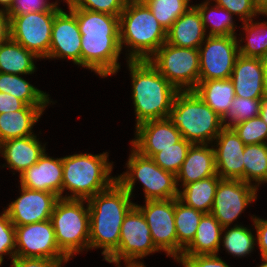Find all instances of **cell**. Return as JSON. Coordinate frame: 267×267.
Here are the masks:
<instances>
[{"mask_svg":"<svg viewBox=\"0 0 267 267\" xmlns=\"http://www.w3.org/2000/svg\"><path fill=\"white\" fill-rule=\"evenodd\" d=\"M227 229V231H226ZM227 227H223L225 234L221 238L223 242V247L233 256L244 257L247 254L249 255L256 245V238L251 232V229H248L244 226L235 225L228 230Z\"/></svg>","mask_w":267,"mask_h":267,"instance_id":"34","label":"cell"},{"mask_svg":"<svg viewBox=\"0 0 267 267\" xmlns=\"http://www.w3.org/2000/svg\"><path fill=\"white\" fill-rule=\"evenodd\" d=\"M74 8L120 16L128 0H67Z\"/></svg>","mask_w":267,"mask_h":267,"instance_id":"40","label":"cell"},{"mask_svg":"<svg viewBox=\"0 0 267 267\" xmlns=\"http://www.w3.org/2000/svg\"><path fill=\"white\" fill-rule=\"evenodd\" d=\"M67 261H57L46 258L35 257H13L12 267H61L62 263Z\"/></svg>","mask_w":267,"mask_h":267,"instance_id":"45","label":"cell"},{"mask_svg":"<svg viewBox=\"0 0 267 267\" xmlns=\"http://www.w3.org/2000/svg\"><path fill=\"white\" fill-rule=\"evenodd\" d=\"M57 12L45 11L9 15L11 38L38 58H47L53 21Z\"/></svg>","mask_w":267,"mask_h":267,"instance_id":"11","label":"cell"},{"mask_svg":"<svg viewBox=\"0 0 267 267\" xmlns=\"http://www.w3.org/2000/svg\"><path fill=\"white\" fill-rule=\"evenodd\" d=\"M263 68H267V51L260 57Z\"/></svg>","mask_w":267,"mask_h":267,"instance_id":"52","label":"cell"},{"mask_svg":"<svg viewBox=\"0 0 267 267\" xmlns=\"http://www.w3.org/2000/svg\"><path fill=\"white\" fill-rule=\"evenodd\" d=\"M36 135L13 138L0 143V154L6 160L7 167L19 172V175L36 164L45 152Z\"/></svg>","mask_w":267,"mask_h":267,"instance_id":"24","label":"cell"},{"mask_svg":"<svg viewBox=\"0 0 267 267\" xmlns=\"http://www.w3.org/2000/svg\"><path fill=\"white\" fill-rule=\"evenodd\" d=\"M17 257L70 260L58 247L51 220L15 226Z\"/></svg>","mask_w":267,"mask_h":267,"instance_id":"13","label":"cell"},{"mask_svg":"<svg viewBox=\"0 0 267 267\" xmlns=\"http://www.w3.org/2000/svg\"><path fill=\"white\" fill-rule=\"evenodd\" d=\"M158 251L142 212L134 205L123 219L118 249L106 261L117 267L122 259L125 264H138L142 263L138 260Z\"/></svg>","mask_w":267,"mask_h":267,"instance_id":"10","label":"cell"},{"mask_svg":"<svg viewBox=\"0 0 267 267\" xmlns=\"http://www.w3.org/2000/svg\"><path fill=\"white\" fill-rule=\"evenodd\" d=\"M215 165L221 179L244 181L245 144L230 127H224L215 138Z\"/></svg>","mask_w":267,"mask_h":267,"instance_id":"19","label":"cell"},{"mask_svg":"<svg viewBox=\"0 0 267 267\" xmlns=\"http://www.w3.org/2000/svg\"><path fill=\"white\" fill-rule=\"evenodd\" d=\"M262 15L267 17V6L262 9Z\"/></svg>","mask_w":267,"mask_h":267,"instance_id":"56","label":"cell"},{"mask_svg":"<svg viewBox=\"0 0 267 267\" xmlns=\"http://www.w3.org/2000/svg\"><path fill=\"white\" fill-rule=\"evenodd\" d=\"M259 116L267 124V98H263L260 105Z\"/></svg>","mask_w":267,"mask_h":267,"instance_id":"49","label":"cell"},{"mask_svg":"<svg viewBox=\"0 0 267 267\" xmlns=\"http://www.w3.org/2000/svg\"><path fill=\"white\" fill-rule=\"evenodd\" d=\"M86 202L60 198L50 218L57 245L70 260L83 249H89L90 215L88 204L84 207Z\"/></svg>","mask_w":267,"mask_h":267,"instance_id":"7","label":"cell"},{"mask_svg":"<svg viewBox=\"0 0 267 267\" xmlns=\"http://www.w3.org/2000/svg\"><path fill=\"white\" fill-rule=\"evenodd\" d=\"M135 129L131 145L141 155L149 158L182 139L181 132L167 118L142 122Z\"/></svg>","mask_w":267,"mask_h":267,"instance_id":"18","label":"cell"},{"mask_svg":"<svg viewBox=\"0 0 267 267\" xmlns=\"http://www.w3.org/2000/svg\"><path fill=\"white\" fill-rule=\"evenodd\" d=\"M64 1L75 14L81 33V66L102 78L116 74L122 53L119 16L74 8L67 0Z\"/></svg>","mask_w":267,"mask_h":267,"instance_id":"1","label":"cell"},{"mask_svg":"<svg viewBox=\"0 0 267 267\" xmlns=\"http://www.w3.org/2000/svg\"><path fill=\"white\" fill-rule=\"evenodd\" d=\"M154 17L167 32L173 22L184 14L192 5L190 0H143Z\"/></svg>","mask_w":267,"mask_h":267,"instance_id":"36","label":"cell"},{"mask_svg":"<svg viewBox=\"0 0 267 267\" xmlns=\"http://www.w3.org/2000/svg\"><path fill=\"white\" fill-rule=\"evenodd\" d=\"M126 267H146L144 263L126 264Z\"/></svg>","mask_w":267,"mask_h":267,"instance_id":"54","label":"cell"},{"mask_svg":"<svg viewBox=\"0 0 267 267\" xmlns=\"http://www.w3.org/2000/svg\"><path fill=\"white\" fill-rule=\"evenodd\" d=\"M0 92L11 94L30 106L46 107L52 102L48 94L16 74L0 72Z\"/></svg>","mask_w":267,"mask_h":267,"instance_id":"30","label":"cell"},{"mask_svg":"<svg viewBox=\"0 0 267 267\" xmlns=\"http://www.w3.org/2000/svg\"><path fill=\"white\" fill-rule=\"evenodd\" d=\"M20 186L51 192L62 198L63 164L62 158H52L45 152L38 162L19 175Z\"/></svg>","mask_w":267,"mask_h":267,"instance_id":"20","label":"cell"},{"mask_svg":"<svg viewBox=\"0 0 267 267\" xmlns=\"http://www.w3.org/2000/svg\"><path fill=\"white\" fill-rule=\"evenodd\" d=\"M261 258H262L263 263L258 267H267V257H261Z\"/></svg>","mask_w":267,"mask_h":267,"instance_id":"55","label":"cell"},{"mask_svg":"<svg viewBox=\"0 0 267 267\" xmlns=\"http://www.w3.org/2000/svg\"><path fill=\"white\" fill-rule=\"evenodd\" d=\"M253 19L242 22L247 43L238 45L239 54L244 57L260 58L267 51V22H254Z\"/></svg>","mask_w":267,"mask_h":267,"instance_id":"35","label":"cell"},{"mask_svg":"<svg viewBox=\"0 0 267 267\" xmlns=\"http://www.w3.org/2000/svg\"><path fill=\"white\" fill-rule=\"evenodd\" d=\"M132 196L115 181L87 200L90 215L89 249L102 248L107 260L117 249L125 215L135 205Z\"/></svg>","mask_w":267,"mask_h":267,"instance_id":"2","label":"cell"},{"mask_svg":"<svg viewBox=\"0 0 267 267\" xmlns=\"http://www.w3.org/2000/svg\"><path fill=\"white\" fill-rule=\"evenodd\" d=\"M60 9L54 17L48 59L68 58L81 66V33L75 14Z\"/></svg>","mask_w":267,"mask_h":267,"instance_id":"17","label":"cell"},{"mask_svg":"<svg viewBox=\"0 0 267 267\" xmlns=\"http://www.w3.org/2000/svg\"><path fill=\"white\" fill-rule=\"evenodd\" d=\"M27 105L15 96L0 92V114L24 109Z\"/></svg>","mask_w":267,"mask_h":267,"instance_id":"47","label":"cell"},{"mask_svg":"<svg viewBox=\"0 0 267 267\" xmlns=\"http://www.w3.org/2000/svg\"><path fill=\"white\" fill-rule=\"evenodd\" d=\"M254 222V227L257 234V245L261 252V257H267V220L256 218V216H251Z\"/></svg>","mask_w":267,"mask_h":267,"instance_id":"46","label":"cell"},{"mask_svg":"<svg viewBox=\"0 0 267 267\" xmlns=\"http://www.w3.org/2000/svg\"><path fill=\"white\" fill-rule=\"evenodd\" d=\"M202 17L193 5L167 31L166 42L181 48L197 49L207 37Z\"/></svg>","mask_w":267,"mask_h":267,"instance_id":"23","label":"cell"},{"mask_svg":"<svg viewBox=\"0 0 267 267\" xmlns=\"http://www.w3.org/2000/svg\"><path fill=\"white\" fill-rule=\"evenodd\" d=\"M38 57L11 37L0 46V72L16 75L34 73Z\"/></svg>","mask_w":267,"mask_h":267,"instance_id":"28","label":"cell"},{"mask_svg":"<svg viewBox=\"0 0 267 267\" xmlns=\"http://www.w3.org/2000/svg\"><path fill=\"white\" fill-rule=\"evenodd\" d=\"M256 199L257 187L254 185L239 179H221L210 213L222 227H229Z\"/></svg>","mask_w":267,"mask_h":267,"instance_id":"15","label":"cell"},{"mask_svg":"<svg viewBox=\"0 0 267 267\" xmlns=\"http://www.w3.org/2000/svg\"><path fill=\"white\" fill-rule=\"evenodd\" d=\"M212 1V0H211ZM217 6L223 7L232 15L239 16L243 22L253 19L257 15H262L261 8L255 0H213Z\"/></svg>","mask_w":267,"mask_h":267,"instance_id":"41","label":"cell"},{"mask_svg":"<svg viewBox=\"0 0 267 267\" xmlns=\"http://www.w3.org/2000/svg\"><path fill=\"white\" fill-rule=\"evenodd\" d=\"M46 107L27 105L24 109L0 114V143L35 135L33 126L43 115Z\"/></svg>","mask_w":267,"mask_h":267,"instance_id":"25","label":"cell"},{"mask_svg":"<svg viewBox=\"0 0 267 267\" xmlns=\"http://www.w3.org/2000/svg\"><path fill=\"white\" fill-rule=\"evenodd\" d=\"M15 250V226L8 214L3 211L0 215V264L3 262V255L9 254L11 259L15 257Z\"/></svg>","mask_w":267,"mask_h":267,"instance_id":"42","label":"cell"},{"mask_svg":"<svg viewBox=\"0 0 267 267\" xmlns=\"http://www.w3.org/2000/svg\"><path fill=\"white\" fill-rule=\"evenodd\" d=\"M255 2L261 8V10L267 6V0H255Z\"/></svg>","mask_w":267,"mask_h":267,"instance_id":"53","label":"cell"},{"mask_svg":"<svg viewBox=\"0 0 267 267\" xmlns=\"http://www.w3.org/2000/svg\"><path fill=\"white\" fill-rule=\"evenodd\" d=\"M243 156L244 182L258 189L259 184H264L267 179V143L245 145Z\"/></svg>","mask_w":267,"mask_h":267,"instance_id":"33","label":"cell"},{"mask_svg":"<svg viewBox=\"0 0 267 267\" xmlns=\"http://www.w3.org/2000/svg\"><path fill=\"white\" fill-rule=\"evenodd\" d=\"M58 2L50 3L47 0H14L9 15H20L32 12L59 11Z\"/></svg>","mask_w":267,"mask_h":267,"instance_id":"43","label":"cell"},{"mask_svg":"<svg viewBox=\"0 0 267 267\" xmlns=\"http://www.w3.org/2000/svg\"><path fill=\"white\" fill-rule=\"evenodd\" d=\"M236 36H209L199 46V81L229 79L239 54ZM204 46V47H202Z\"/></svg>","mask_w":267,"mask_h":267,"instance_id":"12","label":"cell"},{"mask_svg":"<svg viewBox=\"0 0 267 267\" xmlns=\"http://www.w3.org/2000/svg\"><path fill=\"white\" fill-rule=\"evenodd\" d=\"M177 262L183 267H230L218 254L181 256Z\"/></svg>","mask_w":267,"mask_h":267,"instance_id":"44","label":"cell"},{"mask_svg":"<svg viewBox=\"0 0 267 267\" xmlns=\"http://www.w3.org/2000/svg\"><path fill=\"white\" fill-rule=\"evenodd\" d=\"M194 91L226 121L232 102L236 97L234 85L230 78L199 81Z\"/></svg>","mask_w":267,"mask_h":267,"instance_id":"27","label":"cell"},{"mask_svg":"<svg viewBox=\"0 0 267 267\" xmlns=\"http://www.w3.org/2000/svg\"><path fill=\"white\" fill-rule=\"evenodd\" d=\"M167 119L192 144H212L224 120L194 90L178 91Z\"/></svg>","mask_w":267,"mask_h":267,"instance_id":"6","label":"cell"},{"mask_svg":"<svg viewBox=\"0 0 267 267\" xmlns=\"http://www.w3.org/2000/svg\"><path fill=\"white\" fill-rule=\"evenodd\" d=\"M261 102L262 99L235 97L230 112L226 117V120L228 118L229 122L228 120L224 121V127H232L248 119L259 116Z\"/></svg>","mask_w":267,"mask_h":267,"instance_id":"38","label":"cell"},{"mask_svg":"<svg viewBox=\"0 0 267 267\" xmlns=\"http://www.w3.org/2000/svg\"><path fill=\"white\" fill-rule=\"evenodd\" d=\"M135 206L142 212L155 246L177 261L178 239L174 223V199L147 200L144 206Z\"/></svg>","mask_w":267,"mask_h":267,"instance_id":"14","label":"cell"},{"mask_svg":"<svg viewBox=\"0 0 267 267\" xmlns=\"http://www.w3.org/2000/svg\"><path fill=\"white\" fill-rule=\"evenodd\" d=\"M108 152L98 155L87 153L62 157V194L67 189L72 194L63 199L89 200L108 189L116 177L110 176L113 164L108 162Z\"/></svg>","mask_w":267,"mask_h":267,"instance_id":"5","label":"cell"},{"mask_svg":"<svg viewBox=\"0 0 267 267\" xmlns=\"http://www.w3.org/2000/svg\"><path fill=\"white\" fill-rule=\"evenodd\" d=\"M166 39L167 32L146 3L143 0H128L119 16L121 50L123 45L130 48L127 60H148Z\"/></svg>","mask_w":267,"mask_h":267,"instance_id":"4","label":"cell"},{"mask_svg":"<svg viewBox=\"0 0 267 267\" xmlns=\"http://www.w3.org/2000/svg\"><path fill=\"white\" fill-rule=\"evenodd\" d=\"M192 143L182 138L176 144L162 149L151 159L163 170L177 174L183 164Z\"/></svg>","mask_w":267,"mask_h":267,"instance_id":"37","label":"cell"},{"mask_svg":"<svg viewBox=\"0 0 267 267\" xmlns=\"http://www.w3.org/2000/svg\"><path fill=\"white\" fill-rule=\"evenodd\" d=\"M13 2L14 0H0V5H3L4 7V8H1V10L8 12L11 9Z\"/></svg>","mask_w":267,"mask_h":267,"instance_id":"50","label":"cell"},{"mask_svg":"<svg viewBox=\"0 0 267 267\" xmlns=\"http://www.w3.org/2000/svg\"><path fill=\"white\" fill-rule=\"evenodd\" d=\"M210 1L206 0L201 4L194 5L201 14L205 31L210 27L209 36H236L233 15L216 4L210 8Z\"/></svg>","mask_w":267,"mask_h":267,"instance_id":"32","label":"cell"},{"mask_svg":"<svg viewBox=\"0 0 267 267\" xmlns=\"http://www.w3.org/2000/svg\"><path fill=\"white\" fill-rule=\"evenodd\" d=\"M264 68L260 58L244 57L236 59L230 79L233 82L235 96L250 99H263Z\"/></svg>","mask_w":267,"mask_h":267,"instance_id":"21","label":"cell"},{"mask_svg":"<svg viewBox=\"0 0 267 267\" xmlns=\"http://www.w3.org/2000/svg\"><path fill=\"white\" fill-rule=\"evenodd\" d=\"M208 144H192L187 156L176 174L177 186H181L209 178L217 174L215 165V146Z\"/></svg>","mask_w":267,"mask_h":267,"instance_id":"22","label":"cell"},{"mask_svg":"<svg viewBox=\"0 0 267 267\" xmlns=\"http://www.w3.org/2000/svg\"><path fill=\"white\" fill-rule=\"evenodd\" d=\"M222 231L218 220L211 213H204L192 242L183 250L182 256L218 254Z\"/></svg>","mask_w":267,"mask_h":267,"instance_id":"26","label":"cell"},{"mask_svg":"<svg viewBox=\"0 0 267 267\" xmlns=\"http://www.w3.org/2000/svg\"><path fill=\"white\" fill-rule=\"evenodd\" d=\"M221 180L218 174L206 179L189 183L179 190L178 199L185 205L203 213H210L216 189Z\"/></svg>","mask_w":267,"mask_h":267,"instance_id":"29","label":"cell"},{"mask_svg":"<svg viewBox=\"0 0 267 267\" xmlns=\"http://www.w3.org/2000/svg\"><path fill=\"white\" fill-rule=\"evenodd\" d=\"M245 145L267 143V124L260 116L246 120L232 127Z\"/></svg>","mask_w":267,"mask_h":267,"instance_id":"39","label":"cell"},{"mask_svg":"<svg viewBox=\"0 0 267 267\" xmlns=\"http://www.w3.org/2000/svg\"><path fill=\"white\" fill-rule=\"evenodd\" d=\"M132 80L136 126L148 120L168 117L178 90L149 60H127Z\"/></svg>","mask_w":267,"mask_h":267,"instance_id":"3","label":"cell"},{"mask_svg":"<svg viewBox=\"0 0 267 267\" xmlns=\"http://www.w3.org/2000/svg\"><path fill=\"white\" fill-rule=\"evenodd\" d=\"M126 172L116 181L131 195L136 180L143 184L145 201L178 198L176 175L163 170L151 158L141 155L133 147L126 163Z\"/></svg>","mask_w":267,"mask_h":267,"instance_id":"8","label":"cell"},{"mask_svg":"<svg viewBox=\"0 0 267 267\" xmlns=\"http://www.w3.org/2000/svg\"><path fill=\"white\" fill-rule=\"evenodd\" d=\"M203 212L185 205L178 198H174V223L178 239V259L183 250L192 242Z\"/></svg>","mask_w":267,"mask_h":267,"instance_id":"31","label":"cell"},{"mask_svg":"<svg viewBox=\"0 0 267 267\" xmlns=\"http://www.w3.org/2000/svg\"><path fill=\"white\" fill-rule=\"evenodd\" d=\"M10 37V16L0 9V46Z\"/></svg>","mask_w":267,"mask_h":267,"instance_id":"48","label":"cell"},{"mask_svg":"<svg viewBox=\"0 0 267 267\" xmlns=\"http://www.w3.org/2000/svg\"><path fill=\"white\" fill-rule=\"evenodd\" d=\"M178 91L194 90L199 83V50L165 42L149 59Z\"/></svg>","mask_w":267,"mask_h":267,"instance_id":"9","label":"cell"},{"mask_svg":"<svg viewBox=\"0 0 267 267\" xmlns=\"http://www.w3.org/2000/svg\"><path fill=\"white\" fill-rule=\"evenodd\" d=\"M263 90H264V93H265V97L267 98V68H264Z\"/></svg>","mask_w":267,"mask_h":267,"instance_id":"51","label":"cell"},{"mask_svg":"<svg viewBox=\"0 0 267 267\" xmlns=\"http://www.w3.org/2000/svg\"><path fill=\"white\" fill-rule=\"evenodd\" d=\"M20 187L21 195L4 209L13 225L21 226L50 220L60 197L51 192Z\"/></svg>","mask_w":267,"mask_h":267,"instance_id":"16","label":"cell"}]
</instances>
